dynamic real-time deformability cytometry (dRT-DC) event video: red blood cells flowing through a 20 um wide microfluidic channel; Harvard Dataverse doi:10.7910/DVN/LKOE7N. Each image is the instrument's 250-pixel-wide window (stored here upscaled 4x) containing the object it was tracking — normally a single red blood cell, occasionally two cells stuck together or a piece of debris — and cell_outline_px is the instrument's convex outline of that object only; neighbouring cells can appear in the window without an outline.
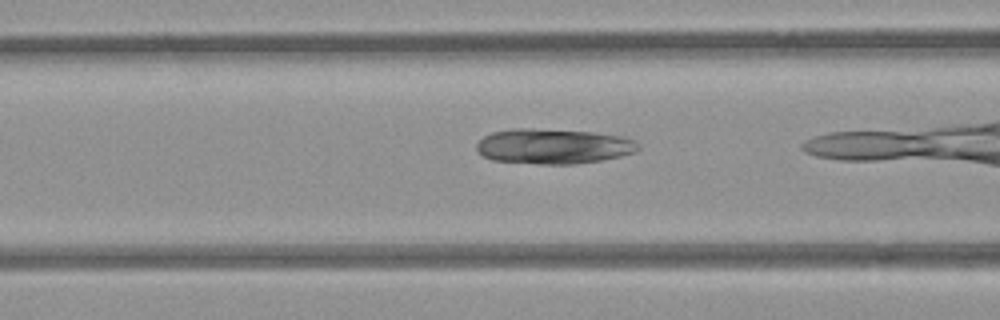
{"species": "common noctule bat (a hibernating species)", "species_latin": "Nyctalus noctula", "temperature_condition": "room temperature", "stored_images_in_passage": 25, "camera_frame_rate_fps": 3000, "um_per_image_px": 0.085, "animal": {"sex": "female", "body_mass_g": 21.9}, "frame": {"image": 1, "passage_image": 5, "time_ms": 1.333, "image_size_px": [1000, 320], "cell_outline_px": [[640, 148], [636, 152], [620, 156], [600, 160], [572, 164], [540, 164], [492, 160], [484, 156], [476, 148], [476, 144], [484, 136], [492, 132], [512, 128], [532, 128], [592, 132], [620, 136], [632, 140], [640, 144]], "centroid_in_image_um": [47.02, 12.43], "position_along_channel_um": 119.6, "area_um2": 33.0}}
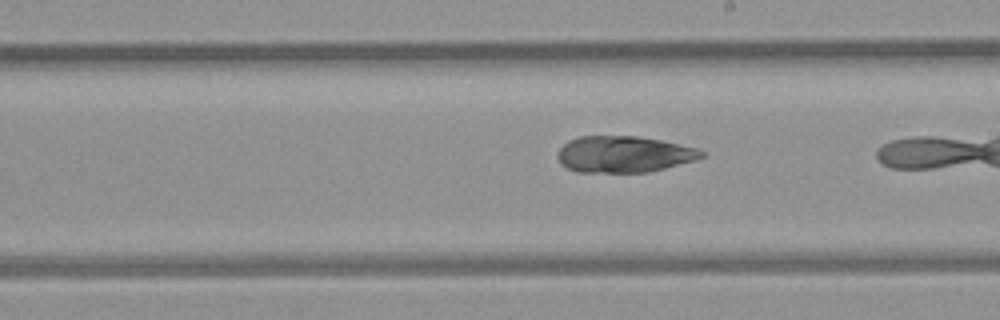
{"frame": {"image": 2, "passage_image": 14, "time_ms": 4.333, "image_size_px": [1000, 320], "cell_outline_px": [[704, 156], [696, 160], [648, 172], [576, 172], [560, 164], [556, 156], [560, 148], [568, 140], [580, 136], [636, 136], [660, 140], [696, 148], [704, 152]], "centroid_in_image_um": [52.99, 13.11], "position_along_channel_um": 236.0, "area_um2": 30.46}}
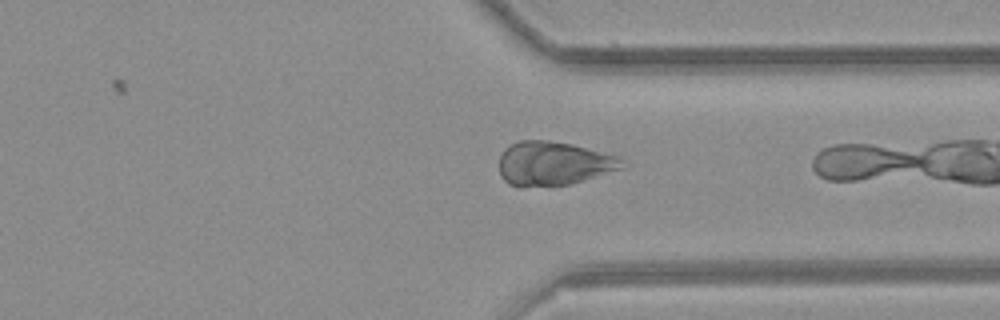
{"frame": {"image": 3, "passage_image": 24, "time_ms": 7.667, "image_size_px": [1000, 320], "cell_outline_px": [[624, 168], [572, 184], [520, 188], [508, 184], [500, 176], [500, 156], [504, 148], [520, 140], [548, 140], [572, 144], [620, 156]], "centroid_in_image_um": [47.04, 13.91], "position_along_channel_um": 364.4, "area_um2": 31.85}}